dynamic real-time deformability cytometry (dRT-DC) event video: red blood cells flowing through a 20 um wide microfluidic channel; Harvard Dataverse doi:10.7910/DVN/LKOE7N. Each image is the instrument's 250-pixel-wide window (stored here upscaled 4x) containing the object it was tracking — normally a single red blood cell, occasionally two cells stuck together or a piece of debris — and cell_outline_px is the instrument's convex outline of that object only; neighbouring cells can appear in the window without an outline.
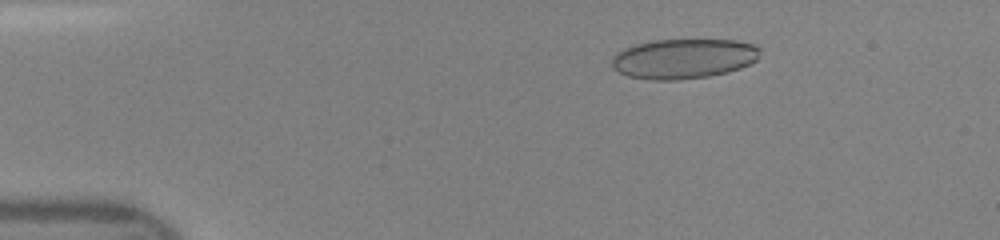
{"species": "human", "species_latin": "Homo sapiens", "temperature_condition": "room temperature", "stored_images_in_passage": 47, "camera_frame_rate_fps": 3000, "um_per_image_px": 0.085, "donor": {"sex": "female"}, "frame": {"image": 1, "passage_image": 8, "time_ms": 2.333, "image_size_px": [1000, 240], "cell_outline_px": [[760, 48], [756, 60], [740, 68], [728, 72], [708, 76], [676, 80], [648, 80], [628, 76], [612, 68], [612, 56], [616, 52], [624, 48], [636, 44], [652, 40], [736, 40], [756, 44]], "centroid_in_image_um": [58.08, 4.98], "position_along_channel_um": 26.9, "area_um2": 34.56}}
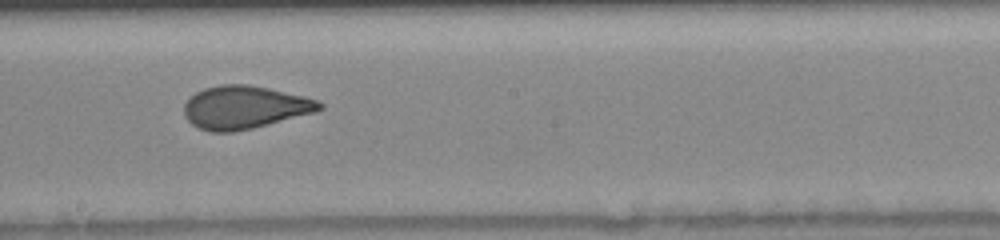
{"frame": {"image": 2, "passage_image": 27, "time_ms": 8.667, "image_size_px": [1000, 240], "cell_outline_px": [[324, 108], [316, 112], [252, 128], [232, 132], [212, 132], [200, 128], [192, 124], [184, 116], [184, 104], [196, 92], [204, 88], [220, 84], [248, 84], [268, 88], [304, 96], [320, 100], [324, 104]], "centroid_in_image_um": [20.81, 9.11], "position_along_channel_um": 227.4, "area_um2": 33.93}}
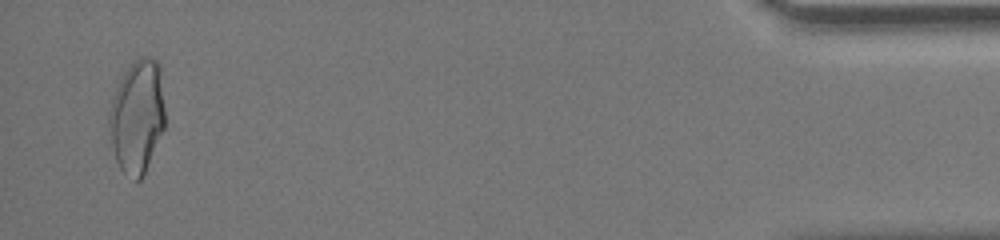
{"frame": {"image": 3, "passage_image": 46, "time_ms": 15.0, "image_size_px": [1000, 240], "cell_outline_px": [[164, 128], [144, 172], [140, 180], [136, 180], [124, 172], [120, 168], [116, 160], [108, 128], [108, 112], [116, 88], [124, 72], [136, 60], [144, 56], [148, 56], [156, 60], [160, 64], [164, 108]], "centroid_in_image_um": [11.65, 9.87], "position_along_channel_um": 423.5, "area_um2": 36.47}}